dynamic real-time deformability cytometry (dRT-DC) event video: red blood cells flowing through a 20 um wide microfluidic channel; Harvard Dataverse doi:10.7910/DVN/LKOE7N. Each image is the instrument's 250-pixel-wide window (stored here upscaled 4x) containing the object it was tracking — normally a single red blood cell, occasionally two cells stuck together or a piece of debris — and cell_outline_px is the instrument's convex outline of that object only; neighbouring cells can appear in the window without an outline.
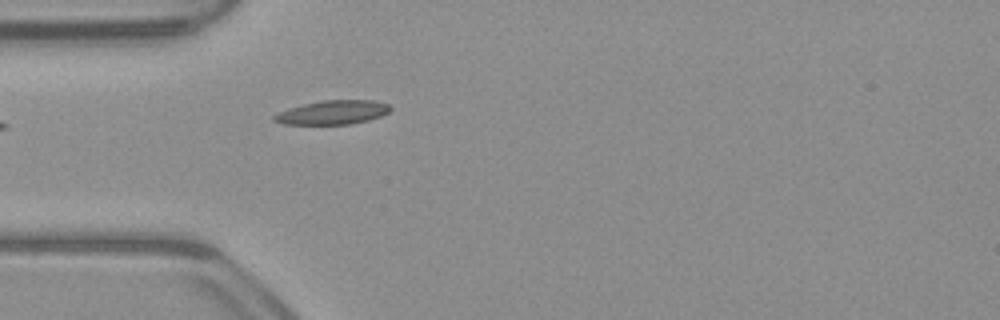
{"species": "common noctule bat (a hibernating species)", "species_latin": "Nyctalus noctula", "temperature_condition": "warm", "stored_images_in_passage": 34, "camera_frame_rate_fps": 3000, "um_per_image_px": 0.085, "animal": {"sex": "male", "body_mass_g": 23.1, "forearm_length_mm": 52.7}, "frame": {"image": 1, "passage_image": 1, "time_ms": 0.0, "image_size_px": [1000, 320], "cell_outline_px": [[392, 108], [388, 112], [380, 116], [368, 120], [348, 124], [284, 124], [272, 120], [272, 116], [288, 108], [304, 104], [324, 100], [376, 100], [388, 104]], "centroid_in_image_um": [28.28, 9.55], "position_along_channel_um": 56.7, "area_um2": 16.13}}
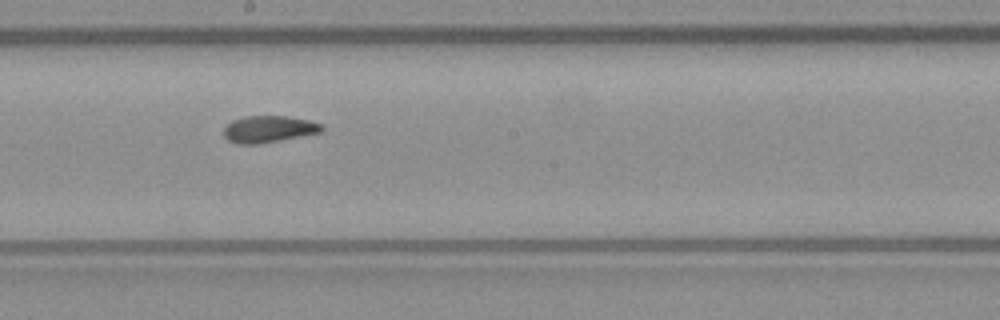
{"frame": {"image": 2, "passage_image": 14, "time_ms": 4.333, "image_size_px": [1000, 320], "cell_outline_px": [[324, 128], [320, 132], [256, 144], [240, 144], [228, 140], [224, 136], [224, 128], [232, 120], [244, 116], [288, 116], [308, 120], [324, 124]], "centroid_in_image_um": [22.83, 10.96], "position_along_channel_um": 225.4, "area_um2": 15.09}}
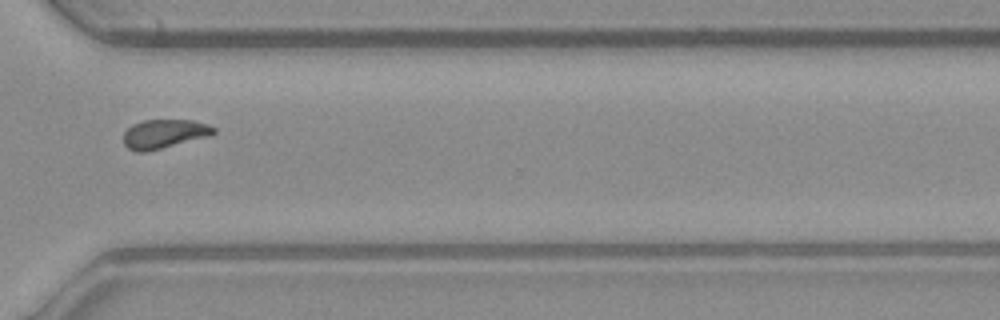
{"frame": {"image": 3, "passage_image": 24, "time_ms": 7.667, "image_size_px": [1000, 320], "cell_outline_px": [[216, 132], [208, 136], [144, 152], [136, 152], [128, 148], [124, 144], [124, 132], [132, 124], [144, 120], [192, 120], [208, 124], [216, 128]], "centroid_in_image_um": [13.94, 11.36], "position_along_channel_um": 356.7, "area_um2": 15.03}, "authors_computed_cell_mechanics": {"area_um2": 15.3748, "velocity_mm_per_s": 3.9377, "shape_relaxation_time_tau1_ms": null, "shape_relaxation_time_tau2_ms": 3.3592, "deformation_change_tau1": null, "deformation_change_tau2": 0.0942}}